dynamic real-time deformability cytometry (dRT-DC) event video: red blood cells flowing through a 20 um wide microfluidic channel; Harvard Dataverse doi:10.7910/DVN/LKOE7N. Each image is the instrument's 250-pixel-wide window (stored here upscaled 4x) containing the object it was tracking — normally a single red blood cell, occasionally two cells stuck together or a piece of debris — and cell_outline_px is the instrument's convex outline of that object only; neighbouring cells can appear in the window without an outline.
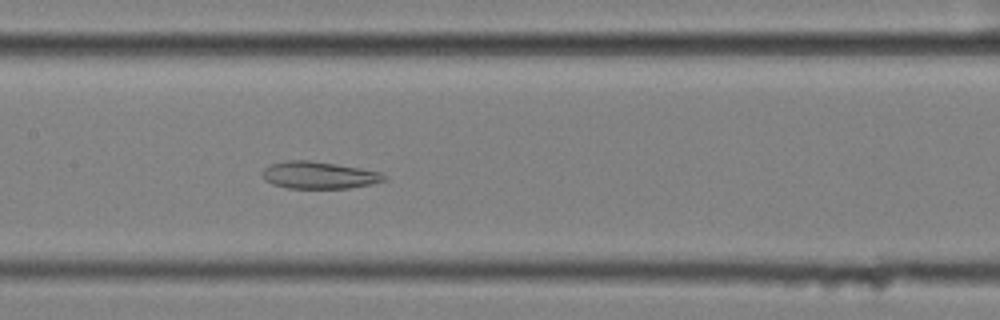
{"species": "common noctule bat (a hibernating species)", "species_latin": "Nyctalus noctula", "temperature_condition": "cold", "stored_images_in_passage": 45, "camera_frame_rate_fps": 3000, "um_per_image_px": 0.085, "animal": {"sex": "female", "body_mass_g": 25.1}, "frame": {"image": 1, "passage_image": 16, "time_ms": 5.0, "image_size_px": [1000, 320], "cell_outline_px": [[388, 180], [372, 184], [348, 188], [288, 188], [272, 184], [264, 180], [260, 172], [264, 168], [272, 164], [288, 160], [308, 160], [336, 164], [360, 168], [380, 172], [388, 176]], "centroid_in_image_um": [27.12, 14.89], "position_along_channel_um": 180.3, "area_um2": 19.36}}
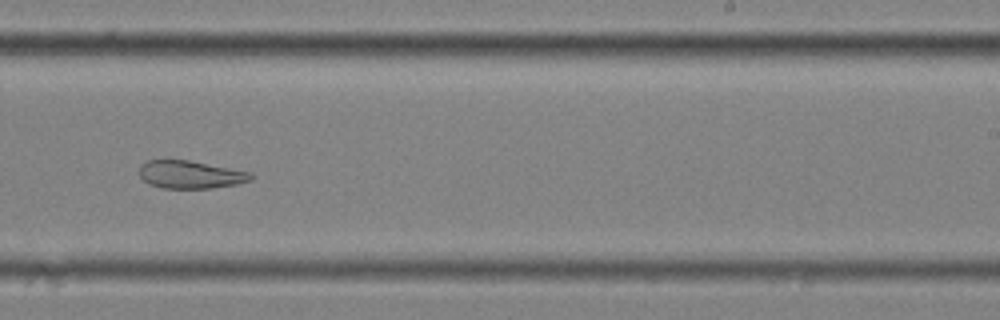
{"frame": {"image": 2, "passage_image": 24, "time_ms": 7.667, "image_size_px": [1000, 320], "cell_outline_px": [[256, 176], [252, 180], [236, 184], [212, 188], [160, 188], [148, 184], [140, 176], [140, 164], [148, 160], [188, 160], [252, 172]], "centroid_in_image_um": [16.21, 14.84], "position_along_channel_um": 272.8, "area_um2": 18.21}}
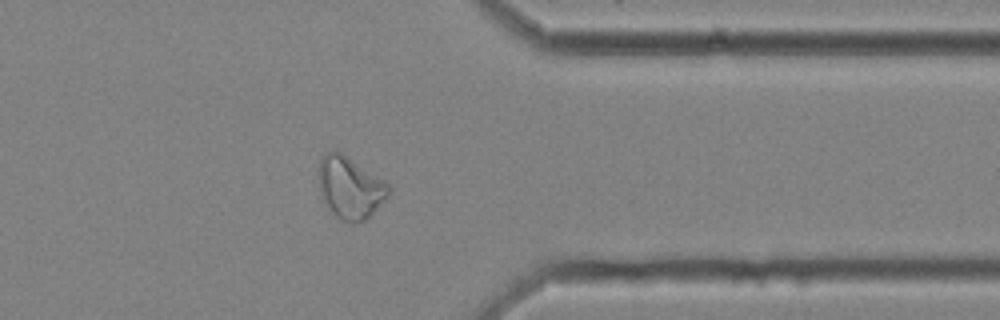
{"frame": {"image": 3, "passage_image": 34, "time_ms": 11.0, "image_size_px": [1000, 320], "cell_outline_px": [[392, 188], [388, 196], [364, 220], [352, 224], [348, 224], [340, 220], [332, 212], [320, 196], [320, 160], [328, 152], [340, 152], [388, 180]], "centroid_in_image_um": [29.81, 15.96], "position_along_channel_um": 381.6, "area_um2": 25.26}, "authors_computed_cell_mechanics": {"area_um2": 22.8888, "velocity_mm_per_s": 3.4788, "shape_relaxation_time_tau1_ms": null, "shape_relaxation_time_tau2_ms": 4.0598, "deformation_change_tau1": null, "deformation_change_tau2": 0.1253}}